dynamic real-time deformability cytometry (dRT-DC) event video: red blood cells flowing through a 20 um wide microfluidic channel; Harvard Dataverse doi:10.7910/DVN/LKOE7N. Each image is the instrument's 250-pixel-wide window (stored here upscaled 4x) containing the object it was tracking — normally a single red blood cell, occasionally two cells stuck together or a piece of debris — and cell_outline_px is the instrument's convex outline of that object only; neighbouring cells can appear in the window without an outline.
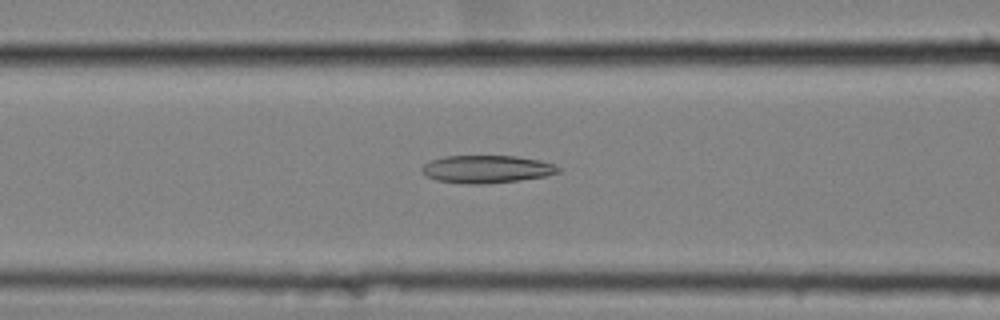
{"species": "common noctule bat (a hibernating species)", "species_latin": "Nyctalus noctula", "temperature_condition": "cold", "stored_images_in_passage": 51, "camera_frame_rate_fps": 3000, "um_per_image_px": 0.085, "animal": {"sex": "female", "body_mass_g": 25.1}, "frame": {"image": 1, "passage_image": 18, "time_ms": 5.667, "image_size_px": [1000, 320], "cell_outline_px": [[560, 172], [544, 176], [520, 180], [484, 184], [468, 184], [436, 180], [428, 176], [420, 168], [424, 164], [432, 160], [444, 156], [516, 156], [540, 160], [556, 164], [560, 168]], "centroid_in_image_um": [41.4, 14.37], "position_along_channel_um": 125.2, "area_um2": 21.96}}
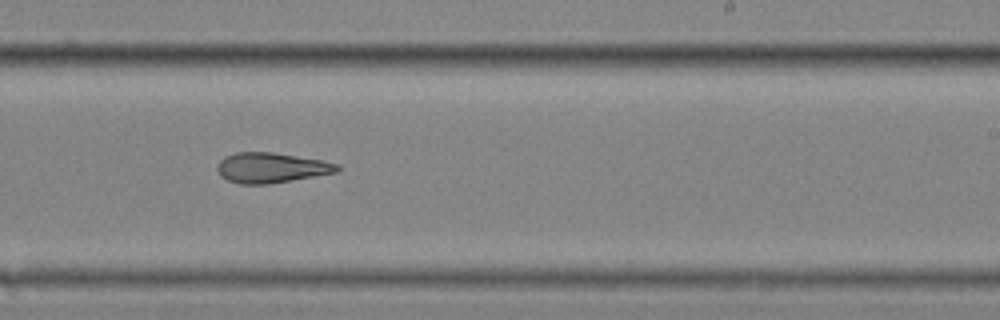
{"frame": {"image": 2, "passage_image": 30, "time_ms": 9.667, "image_size_px": [1000, 320], "cell_outline_px": [[340, 168], [336, 172], [292, 180], [268, 184], [240, 184], [228, 180], [220, 176], [216, 168], [216, 164], [224, 156], [236, 152], [272, 152], [324, 160], [340, 164]], "centroid_in_image_um": [23.03, 14.25], "position_along_channel_um": 266.0, "area_um2": 21.21}}
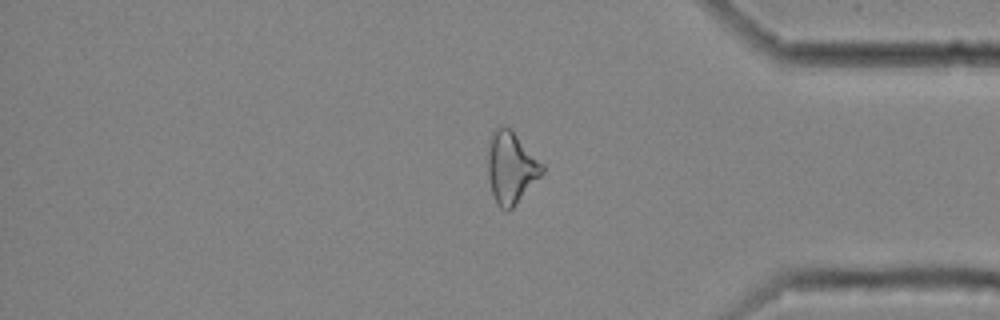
{"frame": {"image": 3, "passage_image": 42, "time_ms": 13.667, "image_size_px": [1000, 320], "cell_outline_px": [[544, 172], [512, 208], [508, 212], [500, 208], [492, 192], [488, 176], [488, 152], [492, 132], [496, 128], [504, 124], [544, 164]], "centroid_in_image_um": [43.44, 14.26], "position_along_channel_um": 391.8, "area_um2": 22.25}, "authors_computed_cell_mechanics": {"area_um2": 22.253, "velocity_mm_per_s": 3.5228, "shape_relaxation_time_tau1_ms": 9.5865, "shape_relaxation_time_tau2_ms": 5.089, "deformation_change_tau1": 0.1676, "deformation_change_tau2": 0.1577}}